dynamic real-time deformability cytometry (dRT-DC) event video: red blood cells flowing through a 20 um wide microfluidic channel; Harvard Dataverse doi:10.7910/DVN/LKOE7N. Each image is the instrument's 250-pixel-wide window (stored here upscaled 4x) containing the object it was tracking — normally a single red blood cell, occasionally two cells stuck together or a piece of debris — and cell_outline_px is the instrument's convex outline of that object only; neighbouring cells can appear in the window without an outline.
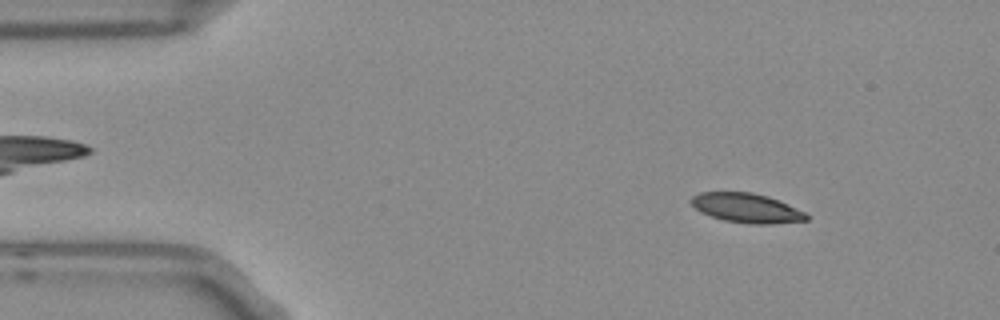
{"species": "Egyptian fruit bat (a non-hibernating species)", "species_latin": "Rousettus aegyptiacus", "temperature_condition": "room temperature", "stored_images_in_passage": 53, "camera_frame_rate_fps": 3000, "um_per_image_px": 0.085, "frame": {"image": 1, "passage_image": 6, "time_ms": 1.667, "image_size_px": [1000, 320], "cell_outline_px": [[808, 220], [768, 224], [748, 224], [724, 220], [700, 212], [688, 200], [692, 196], [700, 192], [752, 192], [768, 196], [788, 204], [804, 212], [808, 216]], "centroid_in_image_um": [63.43, 17.67], "position_along_channel_um": 21.6, "area_um2": 19.71}}
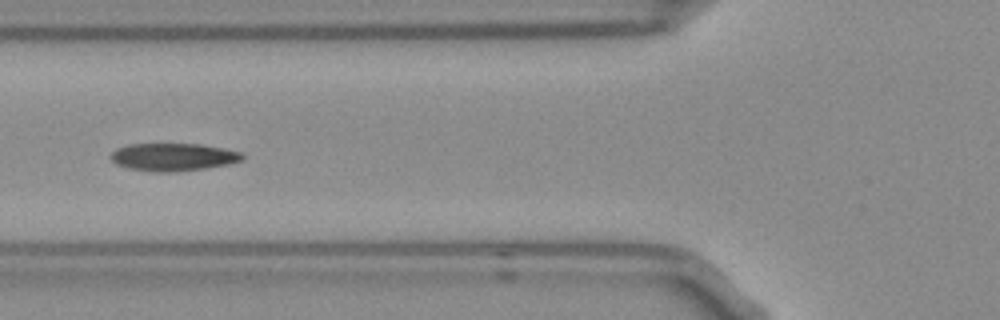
{"frame": {"image": 2, "passage_image": 19, "time_ms": 6.0, "image_size_px": [1000, 320], "cell_outline_px": [[244, 160], [228, 164], [204, 168], [172, 172], [152, 172], [128, 168], [116, 164], [108, 156], [116, 148], [128, 144], [200, 144], [224, 148], [240, 152], [244, 156]], "centroid_in_image_um": [14.69, 13.34], "position_along_channel_um": 111.1, "area_um2": 21.33}}
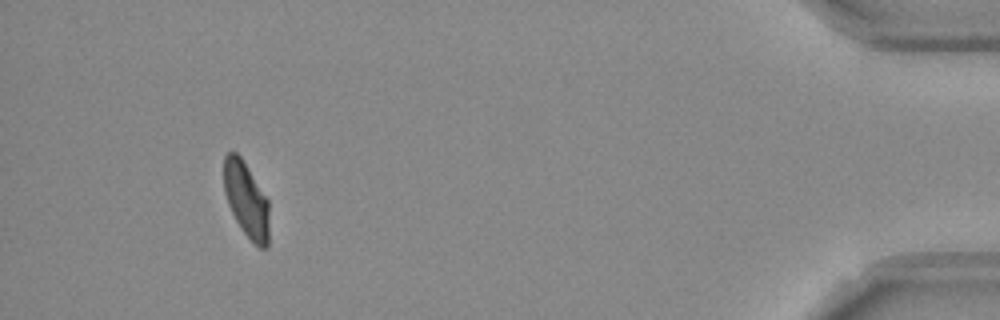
{"frame": {"image": 3, "passage_image": 49, "time_ms": 16.0, "image_size_px": [1000, 320], "cell_outline_px": [[268, 248], [260, 248], [240, 228], [228, 204], [224, 192], [224, 156], [228, 152], [236, 152], [240, 156], [268, 200]], "centroid_in_image_um": [20.92, 16.97], "position_along_channel_um": 414.3, "area_um2": 19.48}, "authors_computed_cell_mechanics": {"area_um2": 20.6924, "velocity_mm_per_s": 3.7417, "shape_relaxation_time_tau1_ms": 4.4532, "shape_relaxation_time_tau2_ms": 1.4566, "deformation_change_tau1": 0.1668, "deformation_change_tau2": 0.0673}}